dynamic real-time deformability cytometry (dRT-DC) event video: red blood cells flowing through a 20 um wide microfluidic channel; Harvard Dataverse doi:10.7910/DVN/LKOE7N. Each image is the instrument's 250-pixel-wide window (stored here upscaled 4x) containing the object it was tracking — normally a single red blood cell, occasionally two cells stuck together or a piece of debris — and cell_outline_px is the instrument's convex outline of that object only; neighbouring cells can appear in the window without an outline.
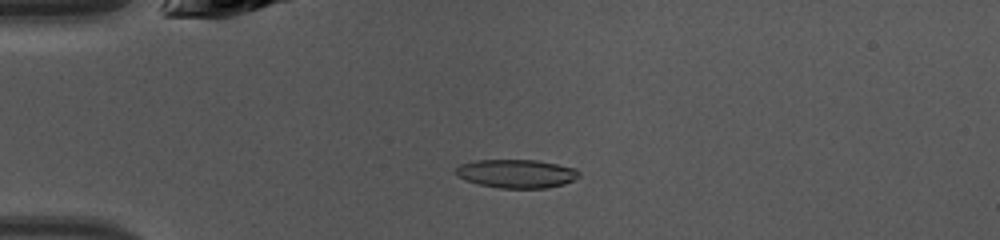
{"species": "common noctule bat (a hibernating species)", "species_latin": "Nyctalus noctula", "temperature_condition": "warm", "stored_images_in_passage": 47, "camera_frame_rate_fps": 3000, "um_per_image_px": 0.085, "animal": {"sex": "female", "body_mass_g": 10.0, "forearm_length_mm": 53.1}, "frame": {"image": 1, "passage_image": 12, "time_ms": 3.667, "image_size_px": [1000, 240], "cell_outline_px": [[580, 176], [564, 184], [548, 188], [500, 188], [480, 184], [456, 176], [456, 168], [460, 164], [476, 160], [536, 160], [576, 168], [580, 172]], "centroid_in_image_um": [43.92, 14.75], "position_along_channel_um": 41.1, "area_um2": 20.4}}
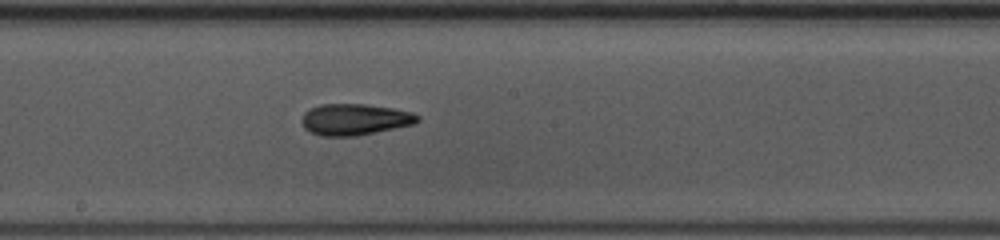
{"frame": {"image": 2, "passage_image": 26, "time_ms": 8.333, "image_size_px": [1000, 240], "cell_outline_px": [[420, 120], [412, 124], [356, 136], [320, 136], [304, 128], [300, 120], [304, 112], [308, 108], [320, 104], [364, 104], [392, 108], [412, 112], [420, 116]], "centroid_in_image_um": [30.1, 10.14], "position_along_channel_um": 218.1, "area_um2": 21.15}}
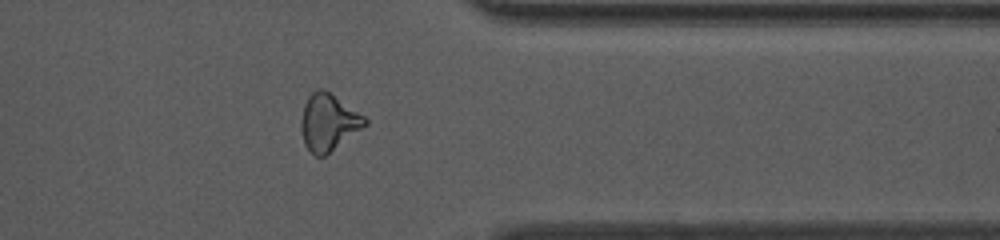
{"frame": {"image": 3, "passage_image": 38, "time_ms": 12.333, "image_size_px": [1000, 240], "cell_outline_px": [[368, 124], [324, 156], [316, 156], [304, 144], [300, 128], [300, 120], [304, 104], [308, 96], [312, 92], [320, 88], [324, 88], [364, 116], [368, 120]], "centroid_in_image_um": [27.89, 10.38], "position_along_channel_um": 383.5, "area_um2": 20.98}, "authors_computed_cell_mechanics": {"area_um2": 20.519, "velocity_mm_per_s": 4.3127, "shape_relaxation_time_tau1_ms": null, "shape_relaxation_time_tau2_ms": 2.8432, "deformation_change_tau1": null, "deformation_change_tau2": 0.1242}}